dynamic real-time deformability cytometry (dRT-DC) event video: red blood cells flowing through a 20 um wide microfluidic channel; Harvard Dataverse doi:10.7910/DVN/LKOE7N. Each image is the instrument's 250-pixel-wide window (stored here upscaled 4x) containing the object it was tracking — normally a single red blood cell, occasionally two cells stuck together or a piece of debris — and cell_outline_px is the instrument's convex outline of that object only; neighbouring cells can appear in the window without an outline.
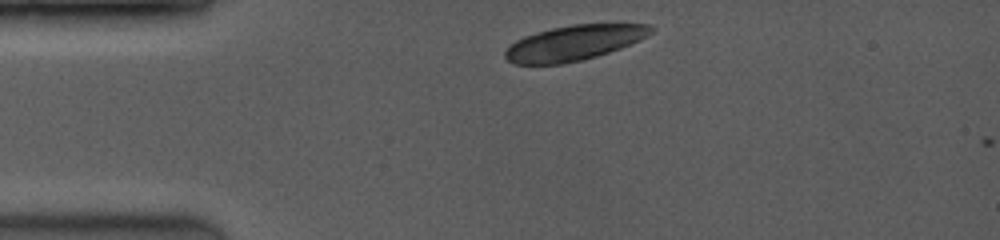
{"species": "common noctule bat (a hibernating species)", "species_latin": "Nyctalus noctula", "temperature_condition": "room temperature", "stored_images_in_passage": 2, "camera_frame_rate_fps": 3500, "um_per_image_px": 0.085, "animal": {"sex": "female", "body_mass_g": 19.0, "forearm_length_mm": 53.3}, "frame": {"image": 1, "passage_image": 1, "time_ms": 0.0, "image_size_px": [1000, 240], "cell_outline_px": [[656, 28], [652, 32], [640, 40], [620, 48], [596, 56], [564, 64], [512, 64], [504, 56], [504, 52], [516, 40], [524, 36], [552, 28], [572, 24], [648, 24]], "centroid_in_image_um": [48.79, 3.64], "position_along_channel_um": 36.2, "area_um2": 29.65}}